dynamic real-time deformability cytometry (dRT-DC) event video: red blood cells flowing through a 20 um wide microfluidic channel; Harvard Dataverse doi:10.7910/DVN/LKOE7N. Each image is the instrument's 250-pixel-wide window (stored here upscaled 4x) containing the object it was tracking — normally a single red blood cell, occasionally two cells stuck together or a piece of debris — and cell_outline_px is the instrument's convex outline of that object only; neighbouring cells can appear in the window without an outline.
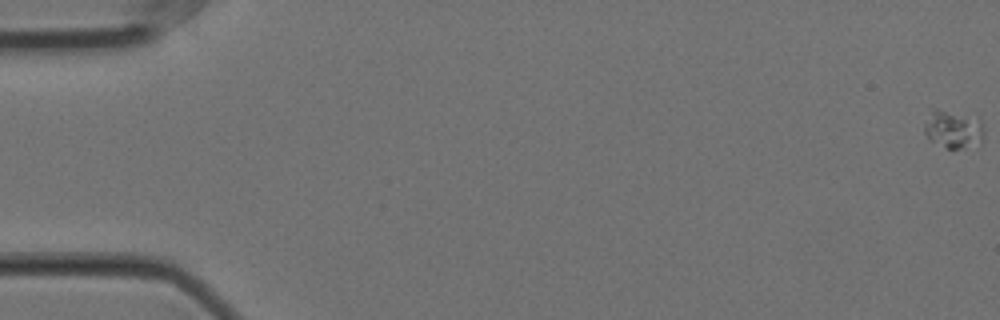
{"species": "Egyptian fruit bat (a non-hibernating species)", "species_latin": "Rousettus aegyptiacus", "temperature_condition": "cold", "stored_images_in_passage": 59, "camera_frame_rate_fps": 3000, "um_per_image_px": 0.085, "animal": {"sex": "female"}, "frame": {"image": 1, "passage_image": 1, "time_ms": 0.0, "image_size_px": [1000, 320], "cell_outline_px": [[984, 140], [960, 148], [944, 148], [928, 140], [924, 132], [924, 124], [932, 112], [936, 108], [980, 116], [984, 128]], "centroid_in_image_um": [81.06, 10.95], "position_along_channel_um": 3.9, "area_um2": 13.53}}
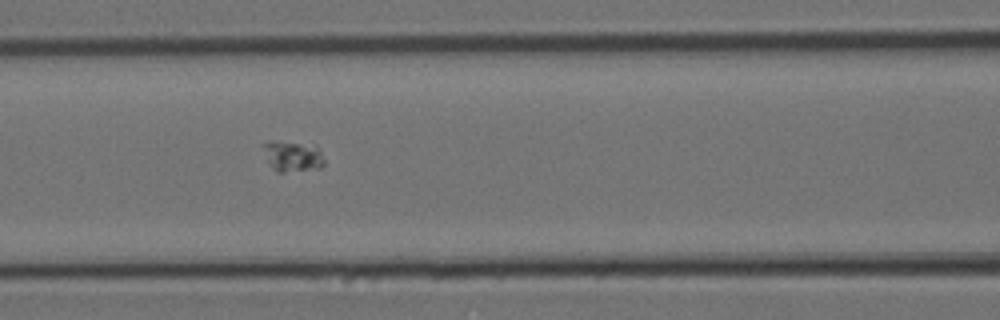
{"frame": {"image": 2, "passage_image": 26, "time_ms": 8.333, "image_size_px": [1000, 320], "cell_outline_px": [[324, 164], [320, 168], [284, 172], [276, 172], [272, 168], [268, 160], [264, 144], [268, 140], [272, 140], [296, 144], [316, 148], [320, 152], [324, 160]], "centroid_in_image_um": [24.85, 13.32], "position_along_channel_um": 141.7, "area_um2": 10.29}}
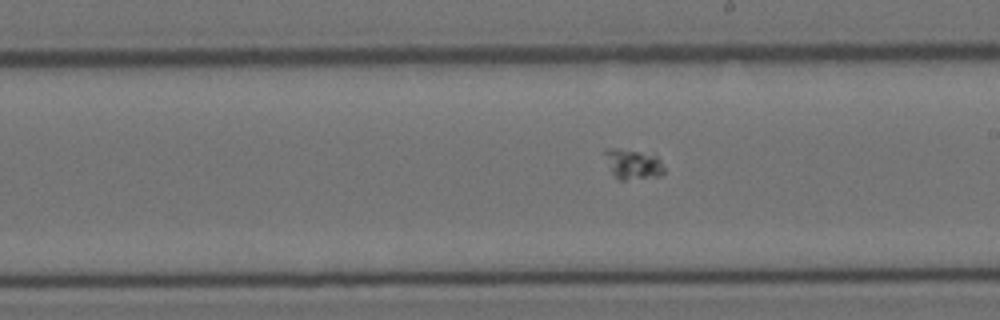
{"frame": {"image": 3, "passage_image": 34, "time_ms": 11.0, "image_size_px": [1000, 320], "cell_outline_px": [[664, 172], [660, 176], [624, 180], [620, 180], [612, 172], [604, 152], [604, 148], [616, 148], [640, 152], [656, 156], [660, 160], [664, 168]], "centroid_in_image_um": [53.81, 13.95], "position_along_channel_um": 235.2, "area_um2": 10.12}}